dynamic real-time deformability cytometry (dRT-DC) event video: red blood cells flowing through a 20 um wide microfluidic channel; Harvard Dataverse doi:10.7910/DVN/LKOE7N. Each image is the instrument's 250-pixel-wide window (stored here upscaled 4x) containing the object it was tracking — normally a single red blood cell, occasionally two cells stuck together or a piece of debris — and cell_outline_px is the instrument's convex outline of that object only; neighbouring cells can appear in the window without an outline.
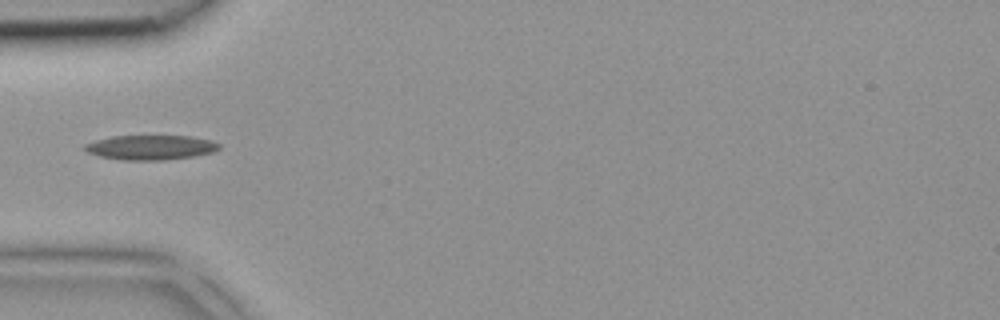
{"species": "common noctule bat (a hibernating species)", "species_latin": "Nyctalus noctula", "temperature_condition": "room temperature", "stored_images_in_passage": 4, "camera_frame_rate_fps": 3000, "um_per_image_px": 0.085, "animal": {"sex": "female", "body_mass_g": 18.4}, "frame": {"image": 1, "passage_image": 4, "time_ms": 1.0, "image_size_px": [1000, 320], "cell_outline_px": [[220, 148], [212, 152], [192, 156], [160, 160], [124, 160], [100, 156], [88, 152], [84, 148], [84, 144], [96, 140], [112, 136], [188, 136], [212, 140], [220, 144]], "centroid_in_image_um": [12.8, 12.52], "position_along_channel_um": 72.2, "area_um2": 19.07}}